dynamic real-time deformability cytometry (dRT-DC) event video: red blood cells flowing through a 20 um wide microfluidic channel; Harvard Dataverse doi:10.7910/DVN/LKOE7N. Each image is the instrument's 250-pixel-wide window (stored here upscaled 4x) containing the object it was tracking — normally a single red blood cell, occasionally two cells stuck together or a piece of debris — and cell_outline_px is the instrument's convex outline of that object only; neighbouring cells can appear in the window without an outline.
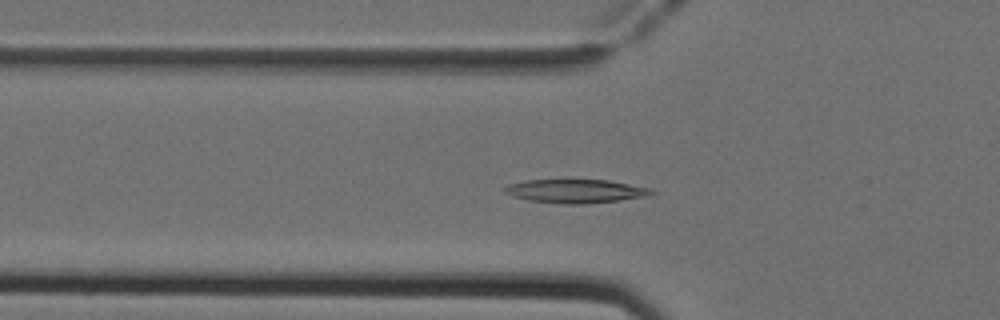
{"species": "Egyptian fruit bat (a non-hibernating species)", "species_latin": "Rousettus aegyptiacus", "temperature_condition": "cold", "stored_images_in_passage": 52, "camera_frame_rate_fps": 3000, "um_per_image_px": 0.085, "animal": {"sex": "female"}, "frame": {"image": 1, "passage_image": 18, "time_ms": 5.667, "image_size_px": [1000, 320], "cell_outline_px": [[656, 192], [648, 196], [620, 200], [580, 204], [568, 204], [528, 200], [512, 196], [504, 192], [504, 188], [508, 184], [524, 180], [568, 176], [608, 180], [648, 188]], "centroid_in_image_um": [48.85, 16.18], "position_along_channel_um": 76.9, "area_um2": 21.21}}
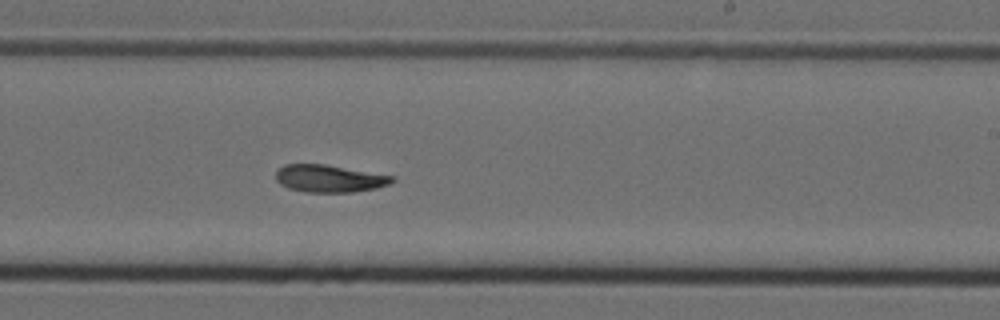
{"frame": {"image": 2, "passage_image": 32, "time_ms": 10.333, "image_size_px": [1000, 320], "cell_outline_px": [[396, 180], [388, 184], [376, 188], [352, 192], [304, 192], [288, 188], [280, 184], [276, 180], [276, 172], [284, 164], [324, 164], [392, 176]], "centroid_in_image_um": [27.95, 15.18], "position_along_channel_um": 261.0, "area_um2": 18.38}}
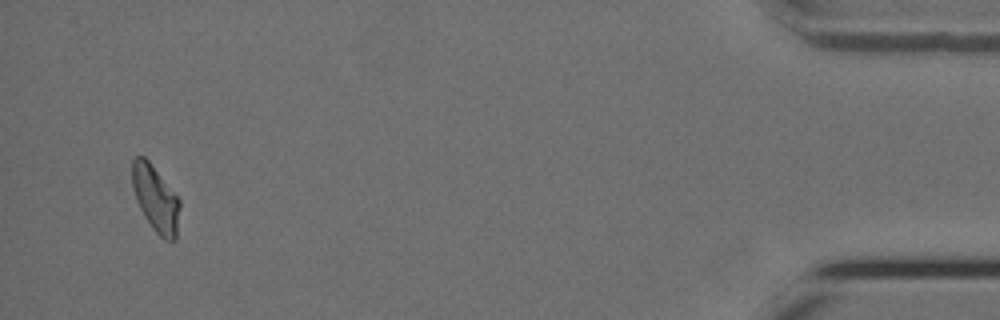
{"frame": {"image": 3, "passage_image": 50, "time_ms": 16.333, "image_size_px": [1000, 320], "cell_outline_px": [[180, 208], [176, 240], [164, 240], [152, 228], [144, 216], [136, 200], [132, 184], [132, 160], [136, 156], [144, 156], [148, 160], [180, 200]], "centroid_in_image_um": [13.22, 16.9], "position_along_channel_um": 422.0, "area_um2": 18.21}, "authors_computed_cell_mechanics": {"area_um2": 18.9584, "velocity_mm_per_s": 3.9495, "shape_relaxation_time_tau1_ms": null, "shape_relaxation_time_tau2_ms": 9.5526, "deformation_change_tau1": null, "deformation_change_tau2": 0.1824}}